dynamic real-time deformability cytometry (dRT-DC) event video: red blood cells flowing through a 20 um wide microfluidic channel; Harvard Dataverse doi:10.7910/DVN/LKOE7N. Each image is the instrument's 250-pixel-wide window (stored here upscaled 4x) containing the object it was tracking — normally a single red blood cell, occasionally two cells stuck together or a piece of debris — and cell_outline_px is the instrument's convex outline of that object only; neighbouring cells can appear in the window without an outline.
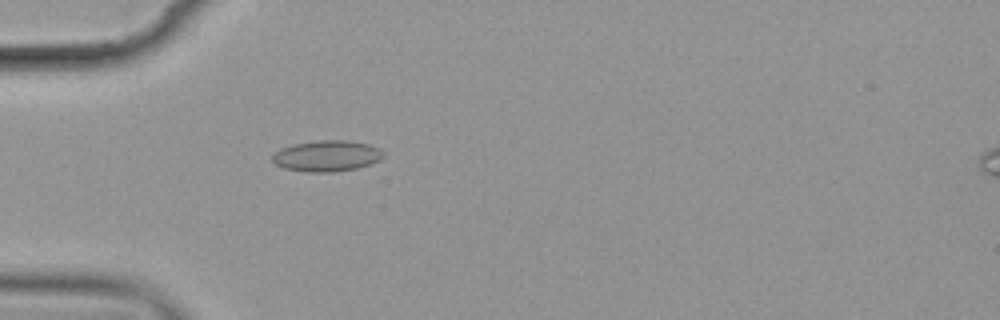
{"species": "common noctule bat (a hibernating species)", "species_latin": "Nyctalus noctula", "temperature_condition": "cold", "stored_images_in_passage": 2, "camera_frame_rate_fps": 3000, "um_per_image_px": 0.085, "animal": {"sex": "female", "body_mass_g": 19.9}, "frame": {"image": 1, "passage_image": 2, "time_ms": 2.333, "image_size_px": [1000, 320], "cell_outline_px": [[384, 156], [380, 160], [372, 164], [356, 168], [332, 172], [308, 172], [284, 168], [276, 164], [272, 160], [272, 156], [280, 148], [296, 144], [320, 140], [348, 140], [368, 144], [380, 148], [384, 152]], "centroid_in_image_um": [27.82, 13.25], "position_along_channel_um": 57.2, "area_um2": 20.06}}